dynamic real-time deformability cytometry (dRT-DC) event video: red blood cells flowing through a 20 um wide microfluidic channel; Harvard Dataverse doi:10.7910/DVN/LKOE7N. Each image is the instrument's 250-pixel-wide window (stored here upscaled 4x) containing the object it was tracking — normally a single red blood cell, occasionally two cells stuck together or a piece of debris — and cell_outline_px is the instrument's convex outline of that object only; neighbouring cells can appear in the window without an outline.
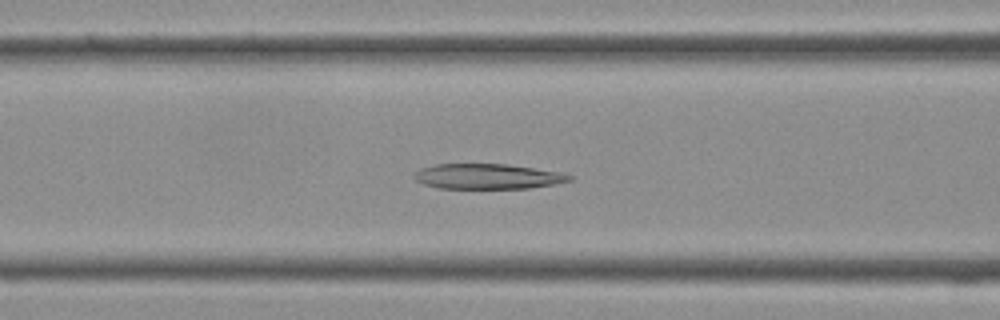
{"species": "Egyptian fruit bat (a non-hibernating species)", "species_latin": "Rousettus aegyptiacus", "temperature_condition": "cold", "stored_images_in_passage": 29, "camera_frame_rate_fps": 3000, "um_per_image_px": 0.085, "frame": {"image": 1, "passage_image": 6, "time_ms": 1.667, "image_size_px": [1000, 320], "cell_outline_px": [[572, 180], [556, 184], [528, 188], [440, 188], [424, 184], [416, 180], [412, 176], [420, 168], [436, 164], [508, 164], [564, 172], [572, 176]], "centroid_in_image_um": [41.49, 14.99], "position_along_channel_um": 125.1, "area_um2": 22.89}}
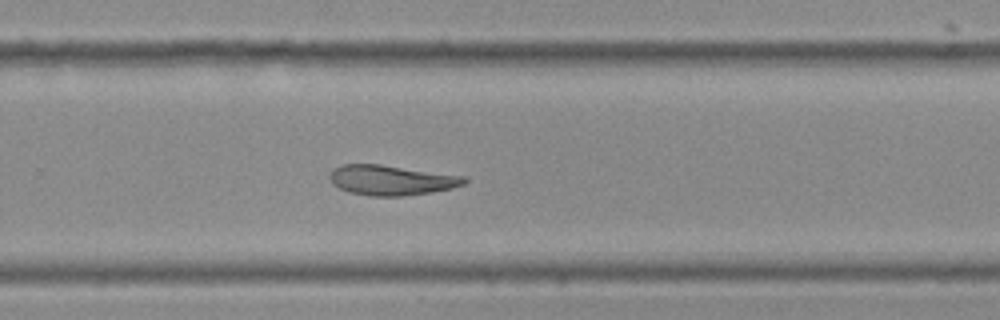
{"frame": {"image": 2, "passage_image": 16, "time_ms": 5.0, "image_size_px": [1000, 320], "cell_outline_px": [[468, 180], [464, 184], [452, 188], [428, 192], [400, 196], [368, 196], [348, 192], [332, 184], [328, 176], [340, 164], [380, 164], [464, 176]], "centroid_in_image_um": [33.23, 15.31], "position_along_channel_um": 296.6, "area_um2": 23.41}}
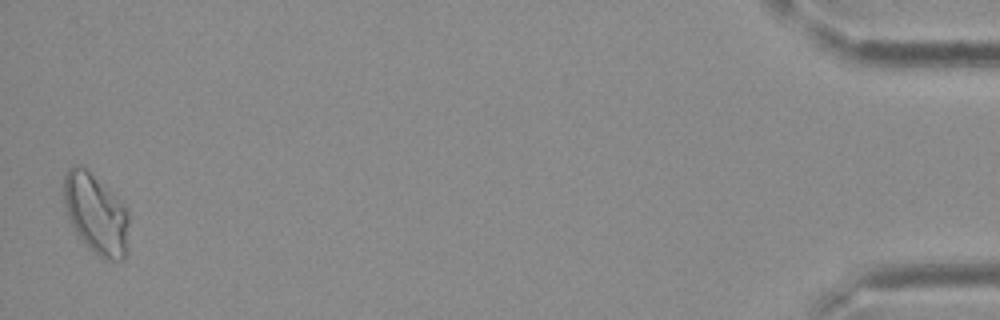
{"frame": {"image": 3, "passage_image": 29, "time_ms": 9.333, "image_size_px": [1000, 320], "cell_outline_px": [[128, 252], [124, 260], [104, 260], [92, 252], [88, 248], [76, 232], [68, 216], [64, 200], [64, 176], [68, 168], [72, 164], [76, 164], [84, 168], [128, 212]], "centroid_in_image_um": [8.15, 18.27], "position_along_channel_um": 427.1, "area_um2": 29.65}}